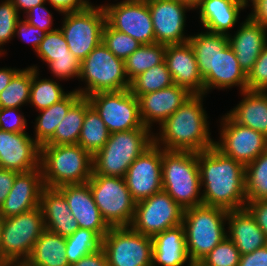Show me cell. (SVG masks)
<instances>
[{
  "instance_id": "6da1fadb",
  "label": "cell",
  "mask_w": 267,
  "mask_h": 266,
  "mask_svg": "<svg viewBox=\"0 0 267 266\" xmlns=\"http://www.w3.org/2000/svg\"><path fill=\"white\" fill-rule=\"evenodd\" d=\"M202 204L227 211L246 206L245 166L215 146L198 152Z\"/></svg>"
},
{
  "instance_id": "7a4b0ae2",
  "label": "cell",
  "mask_w": 267,
  "mask_h": 266,
  "mask_svg": "<svg viewBox=\"0 0 267 266\" xmlns=\"http://www.w3.org/2000/svg\"><path fill=\"white\" fill-rule=\"evenodd\" d=\"M204 94H192L161 125L153 143L164 150L201 152L215 146L203 108ZM161 143V144H160Z\"/></svg>"
},
{
  "instance_id": "3957f363",
  "label": "cell",
  "mask_w": 267,
  "mask_h": 266,
  "mask_svg": "<svg viewBox=\"0 0 267 266\" xmlns=\"http://www.w3.org/2000/svg\"><path fill=\"white\" fill-rule=\"evenodd\" d=\"M40 167L44 186L87 183L93 173V156L79 144L40 146Z\"/></svg>"
},
{
  "instance_id": "277c9868",
  "label": "cell",
  "mask_w": 267,
  "mask_h": 266,
  "mask_svg": "<svg viewBox=\"0 0 267 266\" xmlns=\"http://www.w3.org/2000/svg\"><path fill=\"white\" fill-rule=\"evenodd\" d=\"M162 189L183 209L201 205L198 153L162 149Z\"/></svg>"
},
{
  "instance_id": "5b68a950",
  "label": "cell",
  "mask_w": 267,
  "mask_h": 266,
  "mask_svg": "<svg viewBox=\"0 0 267 266\" xmlns=\"http://www.w3.org/2000/svg\"><path fill=\"white\" fill-rule=\"evenodd\" d=\"M153 132L145 126L114 132L93 156V173L124 178L129 166L153 144Z\"/></svg>"
},
{
  "instance_id": "8992f818",
  "label": "cell",
  "mask_w": 267,
  "mask_h": 266,
  "mask_svg": "<svg viewBox=\"0 0 267 266\" xmlns=\"http://www.w3.org/2000/svg\"><path fill=\"white\" fill-rule=\"evenodd\" d=\"M228 211L204 204L184 209L182 225L190 261L203 259L223 241Z\"/></svg>"
},
{
  "instance_id": "52a82bcc",
  "label": "cell",
  "mask_w": 267,
  "mask_h": 266,
  "mask_svg": "<svg viewBox=\"0 0 267 266\" xmlns=\"http://www.w3.org/2000/svg\"><path fill=\"white\" fill-rule=\"evenodd\" d=\"M79 79L87 85L85 89H76L82 97L97 92L122 91L130 87L124 61L116 57L103 42L81 62Z\"/></svg>"
},
{
  "instance_id": "ba28073f",
  "label": "cell",
  "mask_w": 267,
  "mask_h": 266,
  "mask_svg": "<svg viewBox=\"0 0 267 266\" xmlns=\"http://www.w3.org/2000/svg\"><path fill=\"white\" fill-rule=\"evenodd\" d=\"M44 230L45 224L40 207L4 219L0 265L25 263Z\"/></svg>"
},
{
  "instance_id": "9c48e42d",
  "label": "cell",
  "mask_w": 267,
  "mask_h": 266,
  "mask_svg": "<svg viewBox=\"0 0 267 266\" xmlns=\"http://www.w3.org/2000/svg\"><path fill=\"white\" fill-rule=\"evenodd\" d=\"M94 201L110 227L130 226L136 201L125 178L92 174L88 180Z\"/></svg>"
},
{
  "instance_id": "30bf717a",
  "label": "cell",
  "mask_w": 267,
  "mask_h": 266,
  "mask_svg": "<svg viewBox=\"0 0 267 266\" xmlns=\"http://www.w3.org/2000/svg\"><path fill=\"white\" fill-rule=\"evenodd\" d=\"M60 30L68 44L69 51L83 61L102 42V31L106 16L102 5H89L86 9L64 13Z\"/></svg>"
},
{
  "instance_id": "8fae6325",
  "label": "cell",
  "mask_w": 267,
  "mask_h": 266,
  "mask_svg": "<svg viewBox=\"0 0 267 266\" xmlns=\"http://www.w3.org/2000/svg\"><path fill=\"white\" fill-rule=\"evenodd\" d=\"M109 266H152V237L130 226L110 227L102 239Z\"/></svg>"
},
{
  "instance_id": "7c38bea8",
  "label": "cell",
  "mask_w": 267,
  "mask_h": 266,
  "mask_svg": "<svg viewBox=\"0 0 267 266\" xmlns=\"http://www.w3.org/2000/svg\"><path fill=\"white\" fill-rule=\"evenodd\" d=\"M184 209L163 189L136 202L130 227L140 234L153 237L182 224Z\"/></svg>"
},
{
  "instance_id": "4fadbf2b",
  "label": "cell",
  "mask_w": 267,
  "mask_h": 266,
  "mask_svg": "<svg viewBox=\"0 0 267 266\" xmlns=\"http://www.w3.org/2000/svg\"><path fill=\"white\" fill-rule=\"evenodd\" d=\"M87 99L110 133L129 131L143 126L138 98L129 89L97 92Z\"/></svg>"
},
{
  "instance_id": "5bb4252c",
  "label": "cell",
  "mask_w": 267,
  "mask_h": 266,
  "mask_svg": "<svg viewBox=\"0 0 267 266\" xmlns=\"http://www.w3.org/2000/svg\"><path fill=\"white\" fill-rule=\"evenodd\" d=\"M106 23L124 32L142 45L156 43L154 28L146 0H123L116 4L102 5Z\"/></svg>"
},
{
  "instance_id": "9a60e30c",
  "label": "cell",
  "mask_w": 267,
  "mask_h": 266,
  "mask_svg": "<svg viewBox=\"0 0 267 266\" xmlns=\"http://www.w3.org/2000/svg\"><path fill=\"white\" fill-rule=\"evenodd\" d=\"M221 127L215 147L244 166L267 150V136L236 123L228 114L221 119Z\"/></svg>"
},
{
  "instance_id": "2e32d148",
  "label": "cell",
  "mask_w": 267,
  "mask_h": 266,
  "mask_svg": "<svg viewBox=\"0 0 267 266\" xmlns=\"http://www.w3.org/2000/svg\"><path fill=\"white\" fill-rule=\"evenodd\" d=\"M125 181L138 202L162 190V148L152 144L129 166Z\"/></svg>"
},
{
  "instance_id": "e0dca14e",
  "label": "cell",
  "mask_w": 267,
  "mask_h": 266,
  "mask_svg": "<svg viewBox=\"0 0 267 266\" xmlns=\"http://www.w3.org/2000/svg\"><path fill=\"white\" fill-rule=\"evenodd\" d=\"M152 18L156 43L174 45L188 42L184 36L186 10L191 8L177 0H146Z\"/></svg>"
},
{
  "instance_id": "ac0fdd59",
  "label": "cell",
  "mask_w": 267,
  "mask_h": 266,
  "mask_svg": "<svg viewBox=\"0 0 267 266\" xmlns=\"http://www.w3.org/2000/svg\"><path fill=\"white\" fill-rule=\"evenodd\" d=\"M0 167L18 173L40 167V145L27 132L0 130Z\"/></svg>"
},
{
  "instance_id": "d6986e66",
  "label": "cell",
  "mask_w": 267,
  "mask_h": 266,
  "mask_svg": "<svg viewBox=\"0 0 267 266\" xmlns=\"http://www.w3.org/2000/svg\"><path fill=\"white\" fill-rule=\"evenodd\" d=\"M57 189L64 195L78 227L95 231L103 239L110 226L94 201L89 183L64 185Z\"/></svg>"
},
{
  "instance_id": "ffe728a7",
  "label": "cell",
  "mask_w": 267,
  "mask_h": 266,
  "mask_svg": "<svg viewBox=\"0 0 267 266\" xmlns=\"http://www.w3.org/2000/svg\"><path fill=\"white\" fill-rule=\"evenodd\" d=\"M192 93L176 84L170 87L140 95L139 113L143 126L152 129L154 122L161 125L170 115L182 106Z\"/></svg>"
},
{
  "instance_id": "44dd1931",
  "label": "cell",
  "mask_w": 267,
  "mask_h": 266,
  "mask_svg": "<svg viewBox=\"0 0 267 266\" xmlns=\"http://www.w3.org/2000/svg\"><path fill=\"white\" fill-rule=\"evenodd\" d=\"M44 187L41 167L29 172L18 173L0 208V215L6 219L39 207Z\"/></svg>"
},
{
  "instance_id": "7402d4cb",
  "label": "cell",
  "mask_w": 267,
  "mask_h": 266,
  "mask_svg": "<svg viewBox=\"0 0 267 266\" xmlns=\"http://www.w3.org/2000/svg\"><path fill=\"white\" fill-rule=\"evenodd\" d=\"M164 61L174 84L188 89L192 94H204L203 78L189 42L166 45Z\"/></svg>"
},
{
  "instance_id": "603a6c76",
  "label": "cell",
  "mask_w": 267,
  "mask_h": 266,
  "mask_svg": "<svg viewBox=\"0 0 267 266\" xmlns=\"http://www.w3.org/2000/svg\"><path fill=\"white\" fill-rule=\"evenodd\" d=\"M267 29L255 22L249 15L239 30L228 35L229 45L233 49L240 68L247 75L254 66L260 53L267 44Z\"/></svg>"
},
{
  "instance_id": "cb8c5ba5",
  "label": "cell",
  "mask_w": 267,
  "mask_h": 266,
  "mask_svg": "<svg viewBox=\"0 0 267 266\" xmlns=\"http://www.w3.org/2000/svg\"><path fill=\"white\" fill-rule=\"evenodd\" d=\"M39 207L44 219L45 229L57 235L68 237L79 228L64 195L57 188L46 186L43 188Z\"/></svg>"
},
{
  "instance_id": "d4e9b609",
  "label": "cell",
  "mask_w": 267,
  "mask_h": 266,
  "mask_svg": "<svg viewBox=\"0 0 267 266\" xmlns=\"http://www.w3.org/2000/svg\"><path fill=\"white\" fill-rule=\"evenodd\" d=\"M227 237L233 241L241 255L251 253L267 245V239L256 220L246 209L228 211Z\"/></svg>"
},
{
  "instance_id": "484cf974",
  "label": "cell",
  "mask_w": 267,
  "mask_h": 266,
  "mask_svg": "<svg viewBox=\"0 0 267 266\" xmlns=\"http://www.w3.org/2000/svg\"><path fill=\"white\" fill-rule=\"evenodd\" d=\"M247 6L240 0H202L197 7L200 22L208 32L229 35L239 20V13Z\"/></svg>"
},
{
  "instance_id": "4316f807",
  "label": "cell",
  "mask_w": 267,
  "mask_h": 266,
  "mask_svg": "<svg viewBox=\"0 0 267 266\" xmlns=\"http://www.w3.org/2000/svg\"><path fill=\"white\" fill-rule=\"evenodd\" d=\"M203 82L204 95L212 88L225 89L239 86L241 92L247 90V75L240 68L229 44L216 56L214 69L203 78Z\"/></svg>"
},
{
  "instance_id": "83f0119b",
  "label": "cell",
  "mask_w": 267,
  "mask_h": 266,
  "mask_svg": "<svg viewBox=\"0 0 267 266\" xmlns=\"http://www.w3.org/2000/svg\"><path fill=\"white\" fill-rule=\"evenodd\" d=\"M152 242V266H183L190 262L182 224L156 234Z\"/></svg>"
},
{
  "instance_id": "f1b7e54d",
  "label": "cell",
  "mask_w": 267,
  "mask_h": 266,
  "mask_svg": "<svg viewBox=\"0 0 267 266\" xmlns=\"http://www.w3.org/2000/svg\"><path fill=\"white\" fill-rule=\"evenodd\" d=\"M241 102L227 113L236 123L267 136V92L242 91Z\"/></svg>"
},
{
  "instance_id": "f546056e",
  "label": "cell",
  "mask_w": 267,
  "mask_h": 266,
  "mask_svg": "<svg viewBox=\"0 0 267 266\" xmlns=\"http://www.w3.org/2000/svg\"><path fill=\"white\" fill-rule=\"evenodd\" d=\"M65 245V237L45 229L25 263L28 266H70Z\"/></svg>"
},
{
  "instance_id": "4dcf8cb0",
  "label": "cell",
  "mask_w": 267,
  "mask_h": 266,
  "mask_svg": "<svg viewBox=\"0 0 267 266\" xmlns=\"http://www.w3.org/2000/svg\"><path fill=\"white\" fill-rule=\"evenodd\" d=\"M188 42L194 51L202 78L214 69L216 56L229 44L228 35L208 31L190 36Z\"/></svg>"
},
{
  "instance_id": "1f68e13d",
  "label": "cell",
  "mask_w": 267,
  "mask_h": 266,
  "mask_svg": "<svg viewBox=\"0 0 267 266\" xmlns=\"http://www.w3.org/2000/svg\"><path fill=\"white\" fill-rule=\"evenodd\" d=\"M82 96L76 91H70L61 101L54 103L48 108L39 110L41 114L37 116L35 124V141L44 145L53 135L58 124L62 121L68 110Z\"/></svg>"
},
{
  "instance_id": "d6a6232c",
  "label": "cell",
  "mask_w": 267,
  "mask_h": 266,
  "mask_svg": "<svg viewBox=\"0 0 267 266\" xmlns=\"http://www.w3.org/2000/svg\"><path fill=\"white\" fill-rule=\"evenodd\" d=\"M110 134L99 114L85 97V117L77 144L94 156L104 147Z\"/></svg>"
},
{
  "instance_id": "836d02e7",
  "label": "cell",
  "mask_w": 267,
  "mask_h": 266,
  "mask_svg": "<svg viewBox=\"0 0 267 266\" xmlns=\"http://www.w3.org/2000/svg\"><path fill=\"white\" fill-rule=\"evenodd\" d=\"M85 117V97H81L56 127L54 135L45 143L51 145H74L78 143Z\"/></svg>"
},
{
  "instance_id": "e575fe53",
  "label": "cell",
  "mask_w": 267,
  "mask_h": 266,
  "mask_svg": "<svg viewBox=\"0 0 267 266\" xmlns=\"http://www.w3.org/2000/svg\"><path fill=\"white\" fill-rule=\"evenodd\" d=\"M166 45L160 43L141 45L125 61L126 76L131 82L144 71L163 63Z\"/></svg>"
},
{
  "instance_id": "d590c367",
  "label": "cell",
  "mask_w": 267,
  "mask_h": 266,
  "mask_svg": "<svg viewBox=\"0 0 267 266\" xmlns=\"http://www.w3.org/2000/svg\"><path fill=\"white\" fill-rule=\"evenodd\" d=\"M30 67H32V84L29 103L37 110L48 108L69 94V92L65 93L62 86L53 79H39L36 65Z\"/></svg>"
},
{
  "instance_id": "8d00e7d4",
  "label": "cell",
  "mask_w": 267,
  "mask_h": 266,
  "mask_svg": "<svg viewBox=\"0 0 267 266\" xmlns=\"http://www.w3.org/2000/svg\"><path fill=\"white\" fill-rule=\"evenodd\" d=\"M173 84L172 76L164 61L135 77L130 82L129 90L138 98L140 95L155 92Z\"/></svg>"
},
{
  "instance_id": "74e56055",
  "label": "cell",
  "mask_w": 267,
  "mask_h": 266,
  "mask_svg": "<svg viewBox=\"0 0 267 266\" xmlns=\"http://www.w3.org/2000/svg\"><path fill=\"white\" fill-rule=\"evenodd\" d=\"M32 67L21 69L0 93V108H20L29 103Z\"/></svg>"
},
{
  "instance_id": "f35d334b",
  "label": "cell",
  "mask_w": 267,
  "mask_h": 266,
  "mask_svg": "<svg viewBox=\"0 0 267 266\" xmlns=\"http://www.w3.org/2000/svg\"><path fill=\"white\" fill-rule=\"evenodd\" d=\"M247 200L267 199V150L245 166Z\"/></svg>"
},
{
  "instance_id": "ab89813d",
  "label": "cell",
  "mask_w": 267,
  "mask_h": 266,
  "mask_svg": "<svg viewBox=\"0 0 267 266\" xmlns=\"http://www.w3.org/2000/svg\"><path fill=\"white\" fill-rule=\"evenodd\" d=\"M65 239V252L69 265L102 248V238L95 231L89 229L78 228Z\"/></svg>"
},
{
  "instance_id": "60d3db41",
  "label": "cell",
  "mask_w": 267,
  "mask_h": 266,
  "mask_svg": "<svg viewBox=\"0 0 267 266\" xmlns=\"http://www.w3.org/2000/svg\"><path fill=\"white\" fill-rule=\"evenodd\" d=\"M102 42L119 59L125 61L142 44L124 32L117 31L105 23Z\"/></svg>"
},
{
  "instance_id": "b9f144b4",
  "label": "cell",
  "mask_w": 267,
  "mask_h": 266,
  "mask_svg": "<svg viewBox=\"0 0 267 266\" xmlns=\"http://www.w3.org/2000/svg\"><path fill=\"white\" fill-rule=\"evenodd\" d=\"M36 53L47 64L54 61L55 58L75 57L69 51L65 37L59 28L47 32L43 41L39 44Z\"/></svg>"
},
{
  "instance_id": "7bdbcfd3",
  "label": "cell",
  "mask_w": 267,
  "mask_h": 266,
  "mask_svg": "<svg viewBox=\"0 0 267 266\" xmlns=\"http://www.w3.org/2000/svg\"><path fill=\"white\" fill-rule=\"evenodd\" d=\"M240 256L233 241L226 237L203 260L212 266H238Z\"/></svg>"
},
{
  "instance_id": "ee69618b",
  "label": "cell",
  "mask_w": 267,
  "mask_h": 266,
  "mask_svg": "<svg viewBox=\"0 0 267 266\" xmlns=\"http://www.w3.org/2000/svg\"><path fill=\"white\" fill-rule=\"evenodd\" d=\"M0 4V54L3 55L2 45L15 36L16 24L20 20L18 11L11 0Z\"/></svg>"
},
{
  "instance_id": "f6af8a7d",
  "label": "cell",
  "mask_w": 267,
  "mask_h": 266,
  "mask_svg": "<svg viewBox=\"0 0 267 266\" xmlns=\"http://www.w3.org/2000/svg\"><path fill=\"white\" fill-rule=\"evenodd\" d=\"M247 90L267 91V44L247 74Z\"/></svg>"
},
{
  "instance_id": "bcb514c9",
  "label": "cell",
  "mask_w": 267,
  "mask_h": 266,
  "mask_svg": "<svg viewBox=\"0 0 267 266\" xmlns=\"http://www.w3.org/2000/svg\"><path fill=\"white\" fill-rule=\"evenodd\" d=\"M48 66L51 73L61 80H68L72 77L79 78L80 76L81 61H79L76 57L55 58L54 61L48 63Z\"/></svg>"
},
{
  "instance_id": "7dc6e473",
  "label": "cell",
  "mask_w": 267,
  "mask_h": 266,
  "mask_svg": "<svg viewBox=\"0 0 267 266\" xmlns=\"http://www.w3.org/2000/svg\"><path fill=\"white\" fill-rule=\"evenodd\" d=\"M20 108H0V130L9 132H26L27 121Z\"/></svg>"
},
{
  "instance_id": "c3c4849f",
  "label": "cell",
  "mask_w": 267,
  "mask_h": 266,
  "mask_svg": "<svg viewBox=\"0 0 267 266\" xmlns=\"http://www.w3.org/2000/svg\"><path fill=\"white\" fill-rule=\"evenodd\" d=\"M44 5L45 3H42L31 8L26 13L27 16H25V20L29 24L38 27L40 30L45 32L54 31L56 29H52V14Z\"/></svg>"
},
{
  "instance_id": "681fc988",
  "label": "cell",
  "mask_w": 267,
  "mask_h": 266,
  "mask_svg": "<svg viewBox=\"0 0 267 266\" xmlns=\"http://www.w3.org/2000/svg\"><path fill=\"white\" fill-rule=\"evenodd\" d=\"M47 32L40 30L38 27H35L29 24L25 19L19 20L16 24L15 34L18 35L20 40L24 42H29L33 45V48L36 52L39 44L43 41Z\"/></svg>"
},
{
  "instance_id": "f907efd6",
  "label": "cell",
  "mask_w": 267,
  "mask_h": 266,
  "mask_svg": "<svg viewBox=\"0 0 267 266\" xmlns=\"http://www.w3.org/2000/svg\"><path fill=\"white\" fill-rule=\"evenodd\" d=\"M245 208L254 217L267 239V199L247 200Z\"/></svg>"
},
{
  "instance_id": "816d5d0a",
  "label": "cell",
  "mask_w": 267,
  "mask_h": 266,
  "mask_svg": "<svg viewBox=\"0 0 267 266\" xmlns=\"http://www.w3.org/2000/svg\"><path fill=\"white\" fill-rule=\"evenodd\" d=\"M59 13H70L86 9L91 2L89 0H46Z\"/></svg>"
},
{
  "instance_id": "f5cc1de1",
  "label": "cell",
  "mask_w": 267,
  "mask_h": 266,
  "mask_svg": "<svg viewBox=\"0 0 267 266\" xmlns=\"http://www.w3.org/2000/svg\"><path fill=\"white\" fill-rule=\"evenodd\" d=\"M238 266H267V245L240 256Z\"/></svg>"
},
{
  "instance_id": "db71d44e",
  "label": "cell",
  "mask_w": 267,
  "mask_h": 266,
  "mask_svg": "<svg viewBox=\"0 0 267 266\" xmlns=\"http://www.w3.org/2000/svg\"><path fill=\"white\" fill-rule=\"evenodd\" d=\"M18 172L0 167V208L9 194Z\"/></svg>"
},
{
  "instance_id": "11a10c76",
  "label": "cell",
  "mask_w": 267,
  "mask_h": 266,
  "mask_svg": "<svg viewBox=\"0 0 267 266\" xmlns=\"http://www.w3.org/2000/svg\"><path fill=\"white\" fill-rule=\"evenodd\" d=\"M70 266H109L106 254L102 248L85 255Z\"/></svg>"
},
{
  "instance_id": "9f6ffc18",
  "label": "cell",
  "mask_w": 267,
  "mask_h": 266,
  "mask_svg": "<svg viewBox=\"0 0 267 266\" xmlns=\"http://www.w3.org/2000/svg\"><path fill=\"white\" fill-rule=\"evenodd\" d=\"M251 5L253 10L249 16L267 29V0H253Z\"/></svg>"
},
{
  "instance_id": "6f0895ef",
  "label": "cell",
  "mask_w": 267,
  "mask_h": 266,
  "mask_svg": "<svg viewBox=\"0 0 267 266\" xmlns=\"http://www.w3.org/2000/svg\"><path fill=\"white\" fill-rule=\"evenodd\" d=\"M19 71L20 69L15 68H0V93Z\"/></svg>"
},
{
  "instance_id": "680465c9",
  "label": "cell",
  "mask_w": 267,
  "mask_h": 266,
  "mask_svg": "<svg viewBox=\"0 0 267 266\" xmlns=\"http://www.w3.org/2000/svg\"><path fill=\"white\" fill-rule=\"evenodd\" d=\"M18 13L23 10L26 14L34 6L46 3V0H11ZM20 9V10H19Z\"/></svg>"
},
{
  "instance_id": "91938a15",
  "label": "cell",
  "mask_w": 267,
  "mask_h": 266,
  "mask_svg": "<svg viewBox=\"0 0 267 266\" xmlns=\"http://www.w3.org/2000/svg\"><path fill=\"white\" fill-rule=\"evenodd\" d=\"M180 3L186 4L188 5L191 10H193L195 8V10L197 9V7L201 4L202 0H177Z\"/></svg>"
},
{
  "instance_id": "94428289",
  "label": "cell",
  "mask_w": 267,
  "mask_h": 266,
  "mask_svg": "<svg viewBox=\"0 0 267 266\" xmlns=\"http://www.w3.org/2000/svg\"><path fill=\"white\" fill-rule=\"evenodd\" d=\"M188 266H212L205 262L203 259L190 261Z\"/></svg>"
},
{
  "instance_id": "6125c7cd",
  "label": "cell",
  "mask_w": 267,
  "mask_h": 266,
  "mask_svg": "<svg viewBox=\"0 0 267 266\" xmlns=\"http://www.w3.org/2000/svg\"><path fill=\"white\" fill-rule=\"evenodd\" d=\"M3 223H4V218L0 215V247H1V240H2Z\"/></svg>"
},
{
  "instance_id": "be15d7a7",
  "label": "cell",
  "mask_w": 267,
  "mask_h": 266,
  "mask_svg": "<svg viewBox=\"0 0 267 266\" xmlns=\"http://www.w3.org/2000/svg\"><path fill=\"white\" fill-rule=\"evenodd\" d=\"M0 266H28L26 263H6Z\"/></svg>"
},
{
  "instance_id": "e7e4bbea",
  "label": "cell",
  "mask_w": 267,
  "mask_h": 266,
  "mask_svg": "<svg viewBox=\"0 0 267 266\" xmlns=\"http://www.w3.org/2000/svg\"><path fill=\"white\" fill-rule=\"evenodd\" d=\"M248 5V0H240Z\"/></svg>"
}]
</instances>
